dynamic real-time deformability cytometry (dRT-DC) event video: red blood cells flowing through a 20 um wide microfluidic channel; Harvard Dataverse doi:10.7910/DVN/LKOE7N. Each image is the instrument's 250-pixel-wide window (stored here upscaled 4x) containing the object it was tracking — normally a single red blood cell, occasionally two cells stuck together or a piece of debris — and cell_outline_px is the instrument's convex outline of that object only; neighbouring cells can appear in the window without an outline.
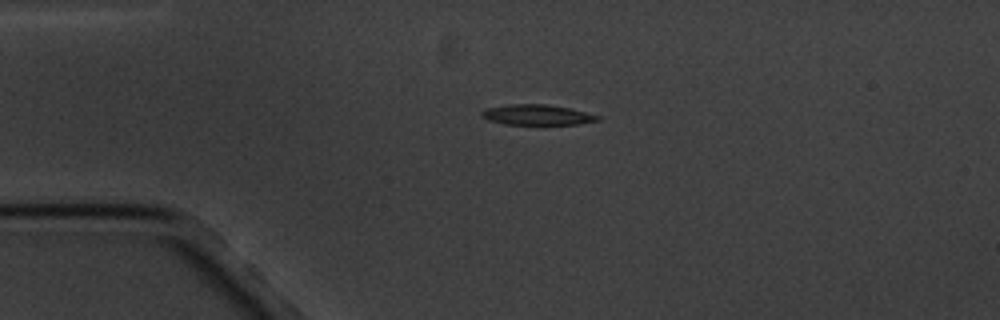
{"species": "common noctule bat (a hibernating species)", "species_latin": "Nyctalus noctula", "temperature_condition": "cold", "stored_images_in_passage": 2, "camera_frame_rate_fps": 3000, "um_per_image_px": 0.085, "animal": {"sex": "male", "body_mass_g": 20.1, "forearm_length_mm": 53.5}, "frame": {"image": 1, "passage_image": 1, "time_ms": 0.0, "image_size_px": [1000, 320], "cell_outline_px": [[600, 120], [580, 124], [504, 124], [488, 120], [480, 116], [480, 112], [488, 108], [508, 104], [544, 104], [568, 108], [600, 116]], "centroid_in_image_um": [45.62, 9.76], "position_along_channel_um": 39.4, "area_um2": 13.64}}